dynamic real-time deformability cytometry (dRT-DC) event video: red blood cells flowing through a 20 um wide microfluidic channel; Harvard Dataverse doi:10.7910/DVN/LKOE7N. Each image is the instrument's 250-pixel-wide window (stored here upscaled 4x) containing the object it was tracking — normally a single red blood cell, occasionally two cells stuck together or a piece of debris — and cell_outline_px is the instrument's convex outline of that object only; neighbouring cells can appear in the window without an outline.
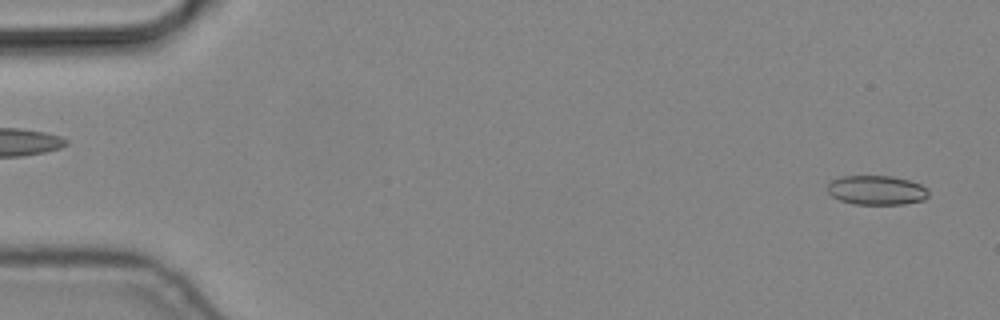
{"species": "common noctule bat (a hibernating species)", "species_latin": "Nyctalus noctula", "temperature_condition": "cold", "stored_images_in_passage": 7, "camera_frame_rate_fps": 3000, "um_per_image_px": 0.085, "animal": {"sex": "male", "body_mass_g": 19.2, "forearm_length_mm": 51.8}, "frame": {"image": 1, "passage_image": 1, "time_ms": 0.0, "image_size_px": [1000, 320], "cell_outline_px": [[928, 196], [924, 200], [904, 204], [852, 204], [840, 200], [832, 196], [828, 192], [828, 184], [832, 180], [840, 176], [892, 176], [908, 180], [920, 184], [928, 188]], "centroid_in_image_um": [74.52, 16.16], "position_along_channel_um": 10.5, "area_um2": 17.34}}
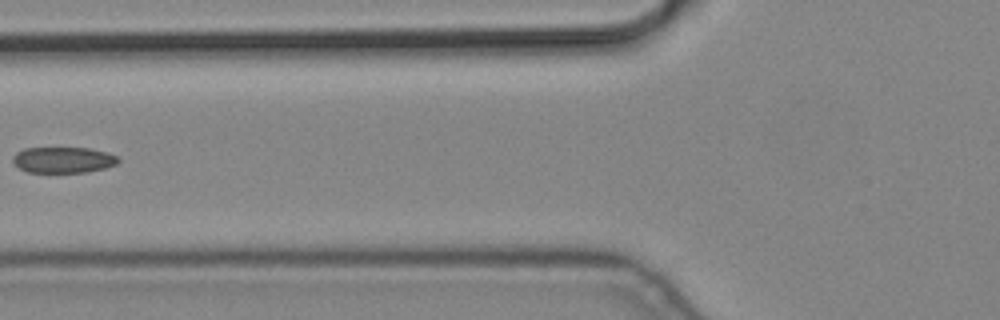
{"frame": {"image": 2, "passage_image": 6, "time_ms": 1.667, "image_size_px": [1000, 320], "cell_outline_px": [[120, 160], [116, 164], [104, 168], [84, 172], [28, 172], [20, 168], [12, 160], [12, 156], [16, 152], [24, 148], [88, 148], [108, 152], [116, 156]], "centroid_in_image_um": [5.36, 13.58], "position_along_channel_um": 120.4, "area_um2": 15.84}}
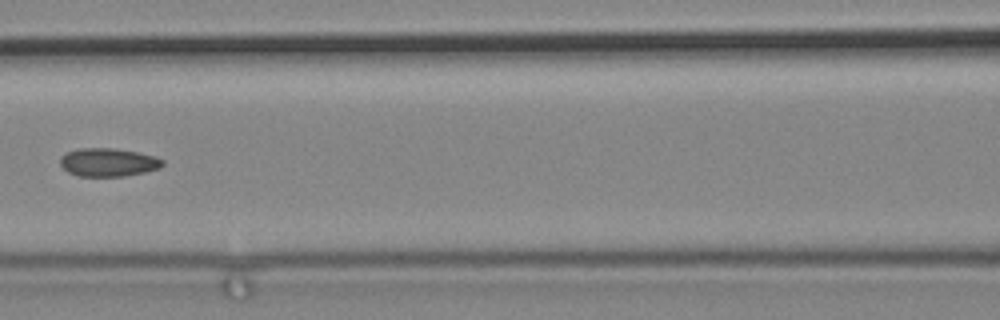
{"frame": {"image": 3, "passage_image": 7, "time_ms": 2.0, "image_size_px": [1000, 320], "cell_outline_px": [[164, 164], [160, 168], [144, 172], [124, 176], [76, 176], [68, 172], [60, 164], [60, 156], [68, 152], [80, 148], [112, 148], [136, 152], [156, 156], [164, 160]], "centroid_in_image_um": [9.2, 13.8], "position_along_channel_um": 157.4, "area_um2": 16.88}}